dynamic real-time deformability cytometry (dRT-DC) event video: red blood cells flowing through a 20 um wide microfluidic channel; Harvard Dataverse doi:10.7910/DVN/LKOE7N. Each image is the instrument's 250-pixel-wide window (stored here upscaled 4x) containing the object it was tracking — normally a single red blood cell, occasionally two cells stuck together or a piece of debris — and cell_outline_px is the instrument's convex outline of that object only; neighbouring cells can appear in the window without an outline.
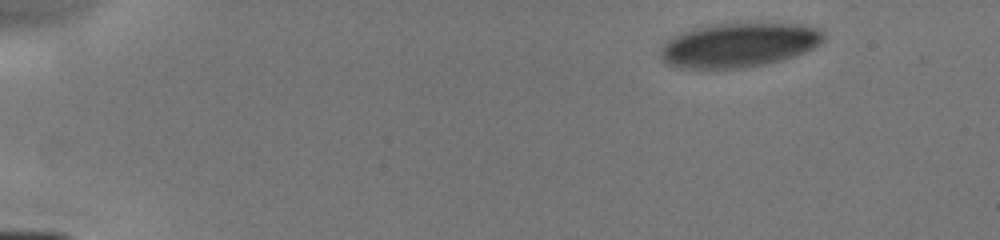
{"species": "human", "species_latin": "Homo sapiens", "temperature_condition": "cold", "stored_images_in_passage": 6, "camera_frame_rate_fps": 3000, "um_per_image_px": 0.085, "donor": {"sex": "male"}, "frame": {"image": 1, "passage_image": 1, "time_ms": 0.0, "image_size_px": [1000, 240], "cell_outline_px": [[824, 40], [820, 44], [804, 52], [780, 60], [764, 64], [744, 68], [676, 68], [668, 64], [660, 56], [660, 48], [672, 36], [680, 32], [692, 28], [716, 24], [800, 24], [820, 28], [824, 32]], "centroid_in_image_um": [62.78, 3.83], "position_along_channel_um": 22.2, "area_um2": 41.96}}
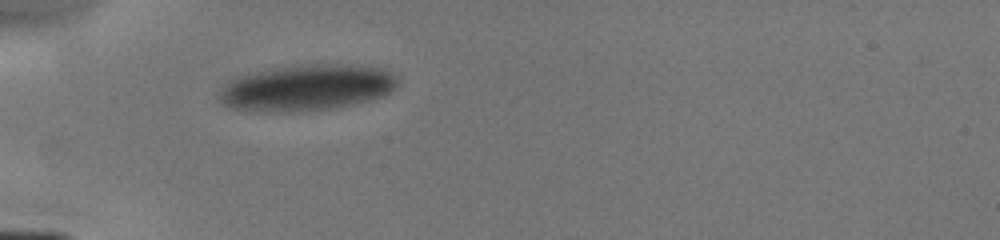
{"frame": {"image": 2, "passage_image": 5, "time_ms": 3.333, "image_size_px": [1000, 240], "cell_outline_px": [[400, 80], [396, 88], [392, 92], [384, 96], [352, 104], [332, 108], [296, 112], [264, 112], [228, 108], [220, 100], [220, 88], [228, 80], [236, 76], [276, 68], [312, 64], [332, 64], [380, 68], [392, 72]], "centroid_in_image_um": [26.07, 7.47], "position_along_channel_um": 58.9, "area_um2": 48.09}}
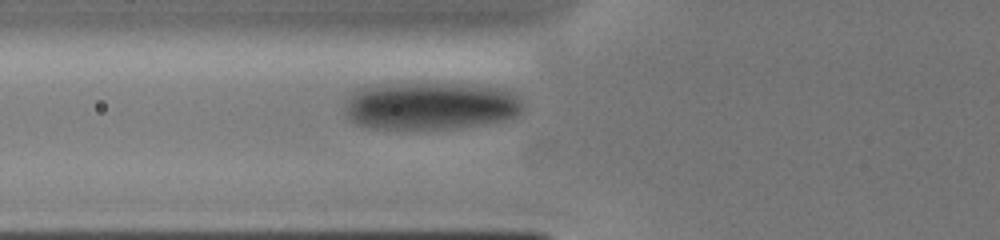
{"frame": {"image": 3, "passage_image": 6, "time_ms": 4.333, "image_size_px": [1000, 240], "cell_outline_px": [[524, 108], [516, 116], [504, 120], [448, 128], [368, 128], [352, 120], [348, 116], [344, 108], [348, 100], [360, 88], [376, 84], [476, 84], [504, 88], [516, 92], [520, 96]], "centroid_in_image_um": [36.67, 8.97], "position_along_channel_um": 89.1, "area_um2": 49.19}}